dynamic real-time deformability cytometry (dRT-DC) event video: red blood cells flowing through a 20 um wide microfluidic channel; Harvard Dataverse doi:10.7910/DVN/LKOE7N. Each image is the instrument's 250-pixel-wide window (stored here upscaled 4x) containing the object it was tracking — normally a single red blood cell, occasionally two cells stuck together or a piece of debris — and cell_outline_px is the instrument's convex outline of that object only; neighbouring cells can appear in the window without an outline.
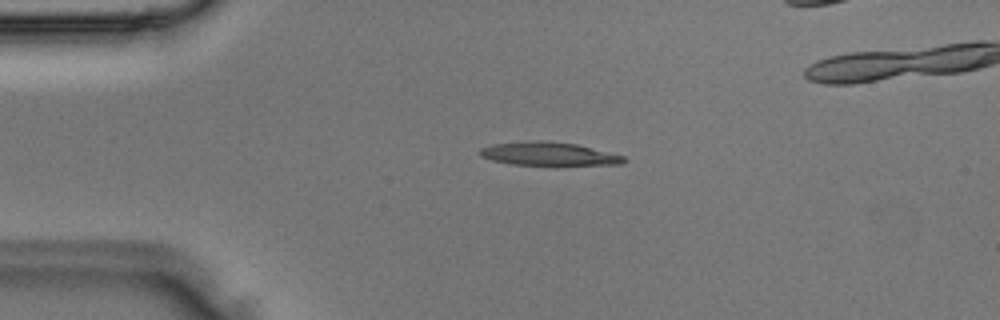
{"species": "Egyptian fruit bat (a non-hibernating species)", "species_latin": "Rousettus aegyptiacus", "temperature_condition": "room temperature", "stored_images_in_passage": 3, "camera_frame_rate_fps": 3000, "um_per_image_px": 0.085, "animal": {"sex": "male"}, "frame": {"image": 1, "passage_image": 2, "time_ms": 0.333, "image_size_px": [1000, 320], "cell_outline_px": [[628, 160], [624, 164], [556, 168], [512, 164], [492, 160], [480, 156], [480, 148], [492, 144], [536, 140], [544, 140], [576, 144], [624, 156]], "centroid_in_image_um": [46.72, 13.14], "position_along_channel_um": 38.3, "area_um2": 20.81}}